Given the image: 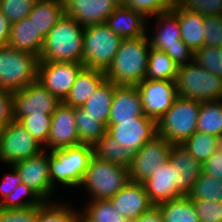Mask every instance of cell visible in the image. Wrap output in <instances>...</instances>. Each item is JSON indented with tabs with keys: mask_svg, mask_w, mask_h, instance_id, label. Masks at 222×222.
Instances as JSON below:
<instances>
[{
	"mask_svg": "<svg viewBox=\"0 0 222 222\" xmlns=\"http://www.w3.org/2000/svg\"><path fill=\"white\" fill-rule=\"evenodd\" d=\"M132 222H163V217L158 206L153 205L145 213Z\"/></svg>",
	"mask_w": 222,
	"mask_h": 222,
	"instance_id": "obj_50",
	"label": "cell"
},
{
	"mask_svg": "<svg viewBox=\"0 0 222 222\" xmlns=\"http://www.w3.org/2000/svg\"><path fill=\"white\" fill-rule=\"evenodd\" d=\"M52 115L23 116L18 122L23 125L33 138L47 149V139L51 127Z\"/></svg>",
	"mask_w": 222,
	"mask_h": 222,
	"instance_id": "obj_38",
	"label": "cell"
},
{
	"mask_svg": "<svg viewBox=\"0 0 222 222\" xmlns=\"http://www.w3.org/2000/svg\"><path fill=\"white\" fill-rule=\"evenodd\" d=\"M116 87V84L106 79L82 106L87 114L92 115L107 126Z\"/></svg>",
	"mask_w": 222,
	"mask_h": 222,
	"instance_id": "obj_28",
	"label": "cell"
},
{
	"mask_svg": "<svg viewBox=\"0 0 222 222\" xmlns=\"http://www.w3.org/2000/svg\"><path fill=\"white\" fill-rule=\"evenodd\" d=\"M64 15L74 18L81 26L105 23L117 6L111 0H63Z\"/></svg>",
	"mask_w": 222,
	"mask_h": 222,
	"instance_id": "obj_18",
	"label": "cell"
},
{
	"mask_svg": "<svg viewBox=\"0 0 222 222\" xmlns=\"http://www.w3.org/2000/svg\"><path fill=\"white\" fill-rule=\"evenodd\" d=\"M106 79L104 71L84 67L77 75L71 90L62 102L73 108L82 107Z\"/></svg>",
	"mask_w": 222,
	"mask_h": 222,
	"instance_id": "obj_24",
	"label": "cell"
},
{
	"mask_svg": "<svg viewBox=\"0 0 222 222\" xmlns=\"http://www.w3.org/2000/svg\"><path fill=\"white\" fill-rule=\"evenodd\" d=\"M153 205L185 196L174 184L173 165L167 161L142 182Z\"/></svg>",
	"mask_w": 222,
	"mask_h": 222,
	"instance_id": "obj_22",
	"label": "cell"
},
{
	"mask_svg": "<svg viewBox=\"0 0 222 222\" xmlns=\"http://www.w3.org/2000/svg\"><path fill=\"white\" fill-rule=\"evenodd\" d=\"M12 170L13 174L8 173L4 175V178L2 180L0 186V203H2L12 192L16 190L18 185L22 183V178L16 171V169L13 167Z\"/></svg>",
	"mask_w": 222,
	"mask_h": 222,
	"instance_id": "obj_48",
	"label": "cell"
},
{
	"mask_svg": "<svg viewBox=\"0 0 222 222\" xmlns=\"http://www.w3.org/2000/svg\"><path fill=\"white\" fill-rule=\"evenodd\" d=\"M136 87L141 95L144 114L156 122L171 108L178 97L175 80L143 79Z\"/></svg>",
	"mask_w": 222,
	"mask_h": 222,
	"instance_id": "obj_14",
	"label": "cell"
},
{
	"mask_svg": "<svg viewBox=\"0 0 222 222\" xmlns=\"http://www.w3.org/2000/svg\"><path fill=\"white\" fill-rule=\"evenodd\" d=\"M122 40L105 23L85 27L83 38L84 66L105 72L111 65Z\"/></svg>",
	"mask_w": 222,
	"mask_h": 222,
	"instance_id": "obj_8",
	"label": "cell"
},
{
	"mask_svg": "<svg viewBox=\"0 0 222 222\" xmlns=\"http://www.w3.org/2000/svg\"><path fill=\"white\" fill-rule=\"evenodd\" d=\"M24 197L29 198L25 201L23 199ZM43 202L44 201L34 191H32L24 183H21L14 192H12L2 203H0V206L2 208H25L28 206L41 205Z\"/></svg>",
	"mask_w": 222,
	"mask_h": 222,
	"instance_id": "obj_40",
	"label": "cell"
},
{
	"mask_svg": "<svg viewBox=\"0 0 222 222\" xmlns=\"http://www.w3.org/2000/svg\"><path fill=\"white\" fill-rule=\"evenodd\" d=\"M39 57L0 46V88L17 91L37 81Z\"/></svg>",
	"mask_w": 222,
	"mask_h": 222,
	"instance_id": "obj_7",
	"label": "cell"
},
{
	"mask_svg": "<svg viewBox=\"0 0 222 222\" xmlns=\"http://www.w3.org/2000/svg\"><path fill=\"white\" fill-rule=\"evenodd\" d=\"M45 38L28 17L11 24L8 47L40 56Z\"/></svg>",
	"mask_w": 222,
	"mask_h": 222,
	"instance_id": "obj_25",
	"label": "cell"
},
{
	"mask_svg": "<svg viewBox=\"0 0 222 222\" xmlns=\"http://www.w3.org/2000/svg\"><path fill=\"white\" fill-rule=\"evenodd\" d=\"M178 68L164 51L150 48L145 79L175 80Z\"/></svg>",
	"mask_w": 222,
	"mask_h": 222,
	"instance_id": "obj_32",
	"label": "cell"
},
{
	"mask_svg": "<svg viewBox=\"0 0 222 222\" xmlns=\"http://www.w3.org/2000/svg\"><path fill=\"white\" fill-rule=\"evenodd\" d=\"M11 31V23L9 20L0 12V46H5L9 42Z\"/></svg>",
	"mask_w": 222,
	"mask_h": 222,
	"instance_id": "obj_51",
	"label": "cell"
},
{
	"mask_svg": "<svg viewBox=\"0 0 222 222\" xmlns=\"http://www.w3.org/2000/svg\"><path fill=\"white\" fill-rule=\"evenodd\" d=\"M94 155L99 159L129 168L132 163L133 153L125 149L108 133L103 135L94 145Z\"/></svg>",
	"mask_w": 222,
	"mask_h": 222,
	"instance_id": "obj_31",
	"label": "cell"
},
{
	"mask_svg": "<svg viewBox=\"0 0 222 222\" xmlns=\"http://www.w3.org/2000/svg\"><path fill=\"white\" fill-rule=\"evenodd\" d=\"M201 101L177 97L157 122V134L173 145H181L197 131Z\"/></svg>",
	"mask_w": 222,
	"mask_h": 222,
	"instance_id": "obj_5",
	"label": "cell"
},
{
	"mask_svg": "<svg viewBox=\"0 0 222 222\" xmlns=\"http://www.w3.org/2000/svg\"><path fill=\"white\" fill-rule=\"evenodd\" d=\"M200 222H222V201H193Z\"/></svg>",
	"mask_w": 222,
	"mask_h": 222,
	"instance_id": "obj_44",
	"label": "cell"
},
{
	"mask_svg": "<svg viewBox=\"0 0 222 222\" xmlns=\"http://www.w3.org/2000/svg\"><path fill=\"white\" fill-rule=\"evenodd\" d=\"M204 29H205L204 46L222 48V15L205 16Z\"/></svg>",
	"mask_w": 222,
	"mask_h": 222,
	"instance_id": "obj_45",
	"label": "cell"
},
{
	"mask_svg": "<svg viewBox=\"0 0 222 222\" xmlns=\"http://www.w3.org/2000/svg\"><path fill=\"white\" fill-rule=\"evenodd\" d=\"M64 16L63 0L35 2L28 19L44 38L55 24Z\"/></svg>",
	"mask_w": 222,
	"mask_h": 222,
	"instance_id": "obj_27",
	"label": "cell"
},
{
	"mask_svg": "<svg viewBox=\"0 0 222 222\" xmlns=\"http://www.w3.org/2000/svg\"><path fill=\"white\" fill-rule=\"evenodd\" d=\"M34 3V0H1L0 12L13 24L28 16Z\"/></svg>",
	"mask_w": 222,
	"mask_h": 222,
	"instance_id": "obj_41",
	"label": "cell"
},
{
	"mask_svg": "<svg viewBox=\"0 0 222 222\" xmlns=\"http://www.w3.org/2000/svg\"><path fill=\"white\" fill-rule=\"evenodd\" d=\"M117 7L124 6L125 0H111Z\"/></svg>",
	"mask_w": 222,
	"mask_h": 222,
	"instance_id": "obj_53",
	"label": "cell"
},
{
	"mask_svg": "<svg viewBox=\"0 0 222 222\" xmlns=\"http://www.w3.org/2000/svg\"><path fill=\"white\" fill-rule=\"evenodd\" d=\"M109 201L113 207L131 222L153 206L144 185L133 181L125 185Z\"/></svg>",
	"mask_w": 222,
	"mask_h": 222,
	"instance_id": "obj_20",
	"label": "cell"
},
{
	"mask_svg": "<svg viewBox=\"0 0 222 222\" xmlns=\"http://www.w3.org/2000/svg\"><path fill=\"white\" fill-rule=\"evenodd\" d=\"M124 7L137 11L146 19L171 10L162 0H125Z\"/></svg>",
	"mask_w": 222,
	"mask_h": 222,
	"instance_id": "obj_42",
	"label": "cell"
},
{
	"mask_svg": "<svg viewBox=\"0 0 222 222\" xmlns=\"http://www.w3.org/2000/svg\"><path fill=\"white\" fill-rule=\"evenodd\" d=\"M40 154L12 165L22 178V183L34 191L44 202H50L54 188L49 175V154Z\"/></svg>",
	"mask_w": 222,
	"mask_h": 222,
	"instance_id": "obj_16",
	"label": "cell"
},
{
	"mask_svg": "<svg viewBox=\"0 0 222 222\" xmlns=\"http://www.w3.org/2000/svg\"><path fill=\"white\" fill-rule=\"evenodd\" d=\"M80 217V212L74 210L68 204L43 202L39 205L36 222H76Z\"/></svg>",
	"mask_w": 222,
	"mask_h": 222,
	"instance_id": "obj_37",
	"label": "cell"
},
{
	"mask_svg": "<svg viewBox=\"0 0 222 222\" xmlns=\"http://www.w3.org/2000/svg\"><path fill=\"white\" fill-rule=\"evenodd\" d=\"M172 146L173 144L158 134L149 140L133 154L128 168L130 181L142 183L154 175L155 170L169 160Z\"/></svg>",
	"mask_w": 222,
	"mask_h": 222,
	"instance_id": "obj_11",
	"label": "cell"
},
{
	"mask_svg": "<svg viewBox=\"0 0 222 222\" xmlns=\"http://www.w3.org/2000/svg\"><path fill=\"white\" fill-rule=\"evenodd\" d=\"M180 7L204 16L222 15V0H182Z\"/></svg>",
	"mask_w": 222,
	"mask_h": 222,
	"instance_id": "obj_43",
	"label": "cell"
},
{
	"mask_svg": "<svg viewBox=\"0 0 222 222\" xmlns=\"http://www.w3.org/2000/svg\"><path fill=\"white\" fill-rule=\"evenodd\" d=\"M80 217L85 222H131L109 200L89 201L80 212Z\"/></svg>",
	"mask_w": 222,
	"mask_h": 222,
	"instance_id": "obj_35",
	"label": "cell"
},
{
	"mask_svg": "<svg viewBox=\"0 0 222 222\" xmlns=\"http://www.w3.org/2000/svg\"><path fill=\"white\" fill-rule=\"evenodd\" d=\"M221 138L216 135L196 131L181 145L202 165L220 148Z\"/></svg>",
	"mask_w": 222,
	"mask_h": 222,
	"instance_id": "obj_33",
	"label": "cell"
},
{
	"mask_svg": "<svg viewBox=\"0 0 222 222\" xmlns=\"http://www.w3.org/2000/svg\"><path fill=\"white\" fill-rule=\"evenodd\" d=\"M172 10L178 15L181 40L193 53L202 48L205 41V16L200 13L184 10L180 6L173 8Z\"/></svg>",
	"mask_w": 222,
	"mask_h": 222,
	"instance_id": "obj_26",
	"label": "cell"
},
{
	"mask_svg": "<svg viewBox=\"0 0 222 222\" xmlns=\"http://www.w3.org/2000/svg\"><path fill=\"white\" fill-rule=\"evenodd\" d=\"M197 131L216 135L222 139L221 101H201Z\"/></svg>",
	"mask_w": 222,
	"mask_h": 222,
	"instance_id": "obj_34",
	"label": "cell"
},
{
	"mask_svg": "<svg viewBox=\"0 0 222 222\" xmlns=\"http://www.w3.org/2000/svg\"><path fill=\"white\" fill-rule=\"evenodd\" d=\"M1 215H2V207L0 206V218H1Z\"/></svg>",
	"mask_w": 222,
	"mask_h": 222,
	"instance_id": "obj_56",
	"label": "cell"
},
{
	"mask_svg": "<svg viewBox=\"0 0 222 222\" xmlns=\"http://www.w3.org/2000/svg\"><path fill=\"white\" fill-rule=\"evenodd\" d=\"M84 27L64 15L48 32L39 61L83 63Z\"/></svg>",
	"mask_w": 222,
	"mask_h": 222,
	"instance_id": "obj_2",
	"label": "cell"
},
{
	"mask_svg": "<svg viewBox=\"0 0 222 222\" xmlns=\"http://www.w3.org/2000/svg\"><path fill=\"white\" fill-rule=\"evenodd\" d=\"M187 196L193 201H222V180L202 172Z\"/></svg>",
	"mask_w": 222,
	"mask_h": 222,
	"instance_id": "obj_36",
	"label": "cell"
},
{
	"mask_svg": "<svg viewBox=\"0 0 222 222\" xmlns=\"http://www.w3.org/2000/svg\"><path fill=\"white\" fill-rule=\"evenodd\" d=\"M170 9L179 7L182 0H162Z\"/></svg>",
	"mask_w": 222,
	"mask_h": 222,
	"instance_id": "obj_52",
	"label": "cell"
},
{
	"mask_svg": "<svg viewBox=\"0 0 222 222\" xmlns=\"http://www.w3.org/2000/svg\"><path fill=\"white\" fill-rule=\"evenodd\" d=\"M75 119L81 144L94 146L107 133L108 126L87 114L82 107L75 108Z\"/></svg>",
	"mask_w": 222,
	"mask_h": 222,
	"instance_id": "obj_30",
	"label": "cell"
},
{
	"mask_svg": "<svg viewBox=\"0 0 222 222\" xmlns=\"http://www.w3.org/2000/svg\"><path fill=\"white\" fill-rule=\"evenodd\" d=\"M107 133L117 144L135 154L157 135V122L141 115L133 120L120 121V124H108Z\"/></svg>",
	"mask_w": 222,
	"mask_h": 222,
	"instance_id": "obj_15",
	"label": "cell"
},
{
	"mask_svg": "<svg viewBox=\"0 0 222 222\" xmlns=\"http://www.w3.org/2000/svg\"><path fill=\"white\" fill-rule=\"evenodd\" d=\"M105 24L122 39H133L147 34L146 18L137 11L119 6Z\"/></svg>",
	"mask_w": 222,
	"mask_h": 222,
	"instance_id": "obj_23",
	"label": "cell"
},
{
	"mask_svg": "<svg viewBox=\"0 0 222 222\" xmlns=\"http://www.w3.org/2000/svg\"><path fill=\"white\" fill-rule=\"evenodd\" d=\"M141 115L145 114L137 87L117 86L112 98L108 124H120V121L133 120Z\"/></svg>",
	"mask_w": 222,
	"mask_h": 222,
	"instance_id": "obj_21",
	"label": "cell"
},
{
	"mask_svg": "<svg viewBox=\"0 0 222 222\" xmlns=\"http://www.w3.org/2000/svg\"><path fill=\"white\" fill-rule=\"evenodd\" d=\"M84 67L83 63L39 61L37 80L62 102Z\"/></svg>",
	"mask_w": 222,
	"mask_h": 222,
	"instance_id": "obj_13",
	"label": "cell"
},
{
	"mask_svg": "<svg viewBox=\"0 0 222 222\" xmlns=\"http://www.w3.org/2000/svg\"><path fill=\"white\" fill-rule=\"evenodd\" d=\"M193 61L222 78V48L203 46L194 52Z\"/></svg>",
	"mask_w": 222,
	"mask_h": 222,
	"instance_id": "obj_39",
	"label": "cell"
},
{
	"mask_svg": "<svg viewBox=\"0 0 222 222\" xmlns=\"http://www.w3.org/2000/svg\"><path fill=\"white\" fill-rule=\"evenodd\" d=\"M13 92L0 88V131L14 120Z\"/></svg>",
	"mask_w": 222,
	"mask_h": 222,
	"instance_id": "obj_47",
	"label": "cell"
},
{
	"mask_svg": "<svg viewBox=\"0 0 222 222\" xmlns=\"http://www.w3.org/2000/svg\"><path fill=\"white\" fill-rule=\"evenodd\" d=\"M94 156V146H76L49 151V175L54 188L58 181L61 185L80 187L86 170Z\"/></svg>",
	"mask_w": 222,
	"mask_h": 222,
	"instance_id": "obj_3",
	"label": "cell"
},
{
	"mask_svg": "<svg viewBox=\"0 0 222 222\" xmlns=\"http://www.w3.org/2000/svg\"><path fill=\"white\" fill-rule=\"evenodd\" d=\"M168 161L173 165L175 186L184 195H188L202 174L203 165L182 145L172 146Z\"/></svg>",
	"mask_w": 222,
	"mask_h": 222,
	"instance_id": "obj_19",
	"label": "cell"
},
{
	"mask_svg": "<svg viewBox=\"0 0 222 222\" xmlns=\"http://www.w3.org/2000/svg\"><path fill=\"white\" fill-rule=\"evenodd\" d=\"M39 205L25 208H2L0 222H36Z\"/></svg>",
	"mask_w": 222,
	"mask_h": 222,
	"instance_id": "obj_46",
	"label": "cell"
},
{
	"mask_svg": "<svg viewBox=\"0 0 222 222\" xmlns=\"http://www.w3.org/2000/svg\"><path fill=\"white\" fill-rule=\"evenodd\" d=\"M163 222H200L196 208L187 195L157 205Z\"/></svg>",
	"mask_w": 222,
	"mask_h": 222,
	"instance_id": "obj_29",
	"label": "cell"
},
{
	"mask_svg": "<svg viewBox=\"0 0 222 222\" xmlns=\"http://www.w3.org/2000/svg\"><path fill=\"white\" fill-rule=\"evenodd\" d=\"M44 150L18 121L13 120L0 131V161L11 166L40 154Z\"/></svg>",
	"mask_w": 222,
	"mask_h": 222,
	"instance_id": "obj_10",
	"label": "cell"
},
{
	"mask_svg": "<svg viewBox=\"0 0 222 222\" xmlns=\"http://www.w3.org/2000/svg\"><path fill=\"white\" fill-rule=\"evenodd\" d=\"M81 144L76 128L75 108L61 102L52 115L47 139L51 151Z\"/></svg>",
	"mask_w": 222,
	"mask_h": 222,
	"instance_id": "obj_17",
	"label": "cell"
},
{
	"mask_svg": "<svg viewBox=\"0 0 222 222\" xmlns=\"http://www.w3.org/2000/svg\"><path fill=\"white\" fill-rule=\"evenodd\" d=\"M76 222H85L81 217H79Z\"/></svg>",
	"mask_w": 222,
	"mask_h": 222,
	"instance_id": "obj_54",
	"label": "cell"
},
{
	"mask_svg": "<svg viewBox=\"0 0 222 222\" xmlns=\"http://www.w3.org/2000/svg\"><path fill=\"white\" fill-rule=\"evenodd\" d=\"M156 32L148 37L150 47L164 51L177 66H183L193 61L194 53L181 40V30L178 15L171 9L168 12L155 16Z\"/></svg>",
	"mask_w": 222,
	"mask_h": 222,
	"instance_id": "obj_9",
	"label": "cell"
},
{
	"mask_svg": "<svg viewBox=\"0 0 222 222\" xmlns=\"http://www.w3.org/2000/svg\"><path fill=\"white\" fill-rule=\"evenodd\" d=\"M178 97L217 101L222 97V78L192 61L179 66L175 78Z\"/></svg>",
	"mask_w": 222,
	"mask_h": 222,
	"instance_id": "obj_6",
	"label": "cell"
},
{
	"mask_svg": "<svg viewBox=\"0 0 222 222\" xmlns=\"http://www.w3.org/2000/svg\"><path fill=\"white\" fill-rule=\"evenodd\" d=\"M35 2H41V1H53V0H34Z\"/></svg>",
	"mask_w": 222,
	"mask_h": 222,
	"instance_id": "obj_55",
	"label": "cell"
},
{
	"mask_svg": "<svg viewBox=\"0 0 222 222\" xmlns=\"http://www.w3.org/2000/svg\"><path fill=\"white\" fill-rule=\"evenodd\" d=\"M150 42L148 34L133 39H123L120 48L105 75L117 86H136L145 79Z\"/></svg>",
	"mask_w": 222,
	"mask_h": 222,
	"instance_id": "obj_1",
	"label": "cell"
},
{
	"mask_svg": "<svg viewBox=\"0 0 222 222\" xmlns=\"http://www.w3.org/2000/svg\"><path fill=\"white\" fill-rule=\"evenodd\" d=\"M129 182L128 168L94 155L80 187L83 186L88 191L92 198L90 201L109 200Z\"/></svg>",
	"mask_w": 222,
	"mask_h": 222,
	"instance_id": "obj_4",
	"label": "cell"
},
{
	"mask_svg": "<svg viewBox=\"0 0 222 222\" xmlns=\"http://www.w3.org/2000/svg\"><path fill=\"white\" fill-rule=\"evenodd\" d=\"M203 172L222 180V149L213 153L203 165Z\"/></svg>",
	"mask_w": 222,
	"mask_h": 222,
	"instance_id": "obj_49",
	"label": "cell"
},
{
	"mask_svg": "<svg viewBox=\"0 0 222 222\" xmlns=\"http://www.w3.org/2000/svg\"><path fill=\"white\" fill-rule=\"evenodd\" d=\"M61 101L38 80L27 87L13 91L14 120L28 115H53Z\"/></svg>",
	"mask_w": 222,
	"mask_h": 222,
	"instance_id": "obj_12",
	"label": "cell"
}]
</instances>
